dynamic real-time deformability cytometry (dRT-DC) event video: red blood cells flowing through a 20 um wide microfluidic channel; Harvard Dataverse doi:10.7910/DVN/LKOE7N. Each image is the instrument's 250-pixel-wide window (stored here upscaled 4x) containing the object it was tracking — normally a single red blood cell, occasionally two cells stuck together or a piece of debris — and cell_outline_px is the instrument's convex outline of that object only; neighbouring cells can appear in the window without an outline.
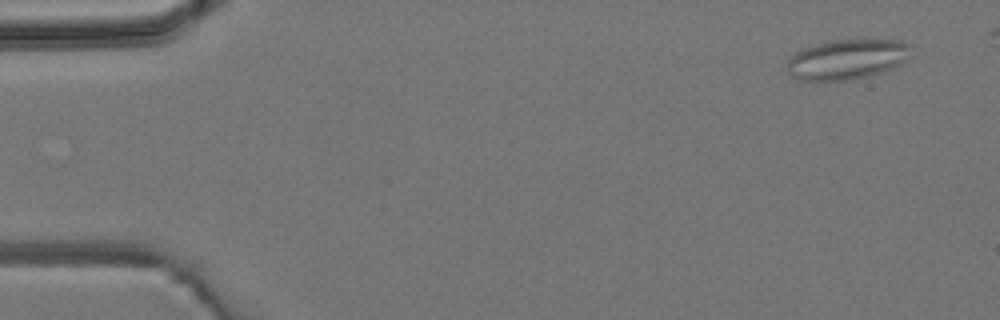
{"species": "common noctule bat (a hibernating species)", "species_latin": "Nyctalus noctula", "temperature_condition": "room temperature", "stored_images_in_passage": 5, "camera_frame_rate_fps": 3000, "um_per_image_px": 0.085, "animal": {"sex": "male", "body_mass_g": 19.2, "forearm_length_mm": 51.8}, "frame": {"image": 1, "passage_image": 1, "time_ms": 0.0, "image_size_px": [1000, 320], "cell_outline_px": [[912, 44], [908, 60], [904, 64], [884, 72], [852, 80], [800, 80], [792, 76], [788, 72], [788, 60], [800, 48], [812, 44], [828, 40], [900, 40]], "centroid_in_image_um": [72.04, 5.03], "position_along_channel_um": 13.0, "area_um2": 29.42}}